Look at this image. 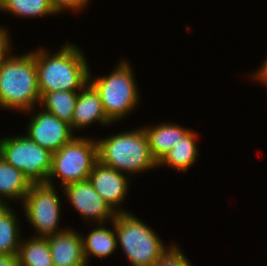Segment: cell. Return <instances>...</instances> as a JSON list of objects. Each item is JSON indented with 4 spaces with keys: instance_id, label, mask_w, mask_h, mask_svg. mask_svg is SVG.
<instances>
[{
    "instance_id": "6da1fadb",
    "label": "cell",
    "mask_w": 267,
    "mask_h": 266,
    "mask_svg": "<svg viewBox=\"0 0 267 266\" xmlns=\"http://www.w3.org/2000/svg\"><path fill=\"white\" fill-rule=\"evenodd\" d=\"M60 48L54 54L46 47L35 49L41 97L54 91H79L89 82L90 67L83 51L69 42Z\"/></svg>"
},
{
    "instance_id": "7a4b0ae2",
    "label": "cell",
    "mask_w": 267,
    "mask_h": 266,
    "mask_svg": "<svg viewBox=\"0 0 267 266\" xmlns=\"http://www.w3.org/2000/svg\"><path fill=\"white\" fill-rule=\"evenodd\" d=\"M40 100L35 50L21 56L11 54L3 60L0 63V107L34 114Z\"/></svg>"
},
{
    "instance_id": "3957f363",
    "label": "cell",
    "mask_w": 267,
    "mask_h": 266,
    "mask_svg": "<svg viewBox=\"0 0 267 266\" xmlns=\"http://www.w3.org/2000/svg\"><path fill=\"white\" fill-rule=\"evenodd\" d=\"M97 140L98 160L119 172L134 175L158 168L143 127Z\"/></svg>"
},
{
    "instance_id": "277c9868",
    "label": "cell",
    "mask_w": 267,
    "mask_h": 266,
    "mask_svg": "<svg viewBox=\"0 0 267 266\" xmlns=\"http://www.w3.org/2000/svg\"><path fill=\"white\" fill-rule=\"evenodd\" d=\"M113 222L117 243L132 266H154L174 245L166 247L152 228L130 212L117 213Z\"/></svg>"
},
{
    "instance_id": "5b68a950",
    "label": "cell",
    "mask_w": 267,
    "mask_h": 266,
    "mask_svg": "<svg viewBox=\"0 0 267 266\" xmlns=\"http://www.w3.org/2000/svg\"><path fill=\"white\" fill-rule=\"evenodd\" d=\"M119 62L108 76L94 78L92 72L89 73V83L98 92L104 112L112 123L128 116L141 101L133 68L128 61Z\"/></svg>"
},
{
    "instance_id": "8992f818",
    "label": "cell",
    "mask_w": 267,
    "mask_h": 266,
    "mask_svg": "<svg viewBox=\"0 0 267 266\" xmlns=\"http://www.w3.org/2000/svg\"><path fill=\"white\" fill-rule=\"evenodd\" d=\"M98 161L97 140L75 136L70 142L52 154V167L46 183L54 186V179L61 180L62 187L88 180Z\"/></svg>"
},
{
    "instance_id": "52a82bcc",
    "label": "cell",
    "mask_w": 267,
    "mask_h": 266,
    "mask_svg": "<svg viewBox=\"0 0 267 266\" xmlns=\"http://www.w3.org/2000/svg\"><path fill=\"white\" fill-rule=\"evenodd\" d=\"M52 154L26 135L0 139V156L21 170L31 184L46 183L52 167Z\"/></svg>"
},
{
    "instance_id": "ba28073f",
    "label": "cell",
    "mask_w": 267,
    "mask_h": 266,
    "mask_svg": "<svg viewBox=\"0 0 267 266\" xmlns=\"http://www.w3.org/2000/svg\"><path fill=\"white\" fill-rule=\"evenodd\" d=\"M56 185L48 183L32 184L24 197V215L27 221L37 232L34 237L47 238L65 231L67 228H59L61 201Z\"/></svg>"
},
{
    "instance_id": "9c48e42d",
    "label": "cell",
    "mask_w": 267,
    "mask_h": 266,
    "mask_svg": "<svg viewBox=\"0 0 267 266\" xmlns=\"http://www.w3.org/2000/svg\"><path fill=\"white\" fill-rule=\"evenodd\" d=\"M62 189L67 202L78 211L85 223L105 224L109 220L112 222L117 215L89 180L71 183Z\"/></svg>"
},
{
    "instance_id": "30bf717a",
    "label": "cell",
    "mask_w": 267,
    "mask_h": 266,
    "mask_svg": "<svg viewBox=\"0 0 267 266\" xmlns=\"http://www.w3.org/2000/svg\"><path fill=\"white\" fill-rule=\"evenodd\" d=\"M35 113L27 126L26 136L51 153L58 151L75 136L69 123L43 108Z\"/></svg>"
},
{
    "instance_id": "8fae6325",
    "label": "cell",
    "mask_w": 267,
    "mask_h": 266,
    "mask_svg": "<svg viewBox=\"0 0 267 266\" xmlns=\"http://www.w3.org/2000/svg\"><path fill=\"white\" fill-rule=\"evenodd\" d=\"M88 180L116 213H128L127 210L119 208L129 194L130 179L127 174L106 166L98 160L91 170Z\"/></svg>"
},
{
    "instance_id": "7c38bea8",
    "label": "cell",
    "mask_w": 267,
    "mask_h": 266,
    "mask_svg": "<svg viewBox=\"0 0 267 266\" xmlns=\"http://www.w3.org/2000/svg\"><path fill=\"white\" fill-rule=\"evenodd\" d=\"M81 235L67 227L65 231L47 237L54 266H87Z\"/></svg>"
},
{
    "instance_id": "4fadbf2b",
    "label": "cell",
    "mask_w": 267,
    "mask_h": 266,
    "mask_svg": "<svg viewBox=\"0 0 267 266\" xmlns=\"http://www.w3.org/2000/svg\"><path fill=\"white\" fill-rule=\"evenodd\" d=\"M94 122L102 126L112 124L104 112L98 92L88 82L78 93L72 117V130L87 128Z\"/></svg>"
},
{
    "instance_id": "5bb4252c",
    "label": "cell",
    "mask_w": 267,
    "mask_h": 266,
    "mask_svg": "<svg viewBox=\"0 0 267 266\" xmlns=\"http://www.w3.org/2000/svg\"><path fill=\"white\" fill-rule=\"evenodd\" d=\"M143 128L148 137L151 155L157 163L191 130L171 122Z\"/></svg>"
},
{
    "instance_id": "9a60e30c",
    "label": "cell",
    "mask_w": 267,
    "mask_h": 266,
    "mask_svg": "<svg viewBox=\"0 0 267 266\" xmlns=\"http://www.w3.org/2000/svg\"><path fill=\"white\" fill-rule=\"evenodd\" d=\"M190 130L158 163V167L169 166L179 172H187L197 161L199 147L197 144L198 133Z\"/></svg>"
},
{
    "instance_id": "2e32d148",
    "label": "cell",
    "mask_w": 267,
    "mask_h": 266,
    "mask_svg": "<svg viewBox=\"0 0 267 266\" xmlns=\"http://www.w3.org/2000/svg\"><path fill=\"white\" fill-rule=\"evenodd\" d=\"M31 185L21 170L0 156V205H7L8 201L12 203V200L22 203Z\"/></svg>"
},
{
    "instance_id": "e0dca14e",
    "label": "cell",
    "mask_w": 267,
    "mask_h": 266,
    "mask_svg": "<svg viewBox=\"0 0 267 266\" xmlns=\"http://www.w3.org/2000/svg\"><path fill=\"white\" fill-rule=\"evenodd\" d=\"M113 229L105 227V224H97L98 227L90 231L86 236L81 235L83 239V254L88 266L89 257L102 258L109 257L118 247L117 235L114 222H111Z\"/></svg>"
},
{
    "instance_id": "ac0fdd59",
    "label": "cell",
    "mask_w": 267,
    "mask_h": 266,
    "mask_svg": "<svg viewBox=\"0 0 267 266\" xmlns=\"http://www.w3.org/2000/svg\"><path fill=\"white\" fill-rule=\"evenodd\" d=\"M15 212L9 204L0 205V254L2 255H17L19 251L22 237L17 217L19 215Z\"/></svg>"
},
{
    "instance_id": "d6986e66",
    "label": "cell",
    "mask_w": 267,
    "mask_h": 266,
    "mask_svg": "<svg viewBox=\"0 0 267 266\" xmlns=\"http://www.w3.org/2000/svg\"><path fill=\"white\" fill-rule=\"evenodd\" d=\"M17 256L20 266H54L47 238L21 239Z\"/></svg>"
},
{
    "instance_id": "ffe728a7",
    "label": "cell",
    "mask_w": 267,
    "mask_h": 266,
    "mask_svg": "<svg viewBox=\"0 0 267 266\" xmlns=\"http://www.w3.org/2000/svg\"><path fill=\"white\" fill-rule=\"evenodd\" d=\"M79 91H54L45 93L40 100V107L66 121L72 128V117Z\"/></svg>"
},
{
    "instance_id": "44dd1931",
    "label": "cell",
    "mask_w": 267,
    "mask_h": 266,
    "mask_svg": "<svg viewBox=\"0 0 267 266\" xmlns=\"http://www.w3.org/2000/svg\"><path fill=\"white\" fill-rule=\"evenodd\" d=\"M1 11L21 18L56 16L48 0H4Z\"/></svg>"
},
{
    "instance_id": "7402d4cb",
    "label": "cell",
    "mask_w": 267,
    "mask_h": 266,
    "mask_svg": "<svg viewBox=\"0 0 267 266\" xmlns=\"http://www.w3.org/2000/svg\"><path fill=\"white\" fill-rule=\"evenodd\" d=\"M180 248L173 245L154 266H192Z\"/></svg>"
},
{
    "instance_id": "603a6c76",
    "label": "cell",
    "mask_w": 267,
    "mask_h": 266,
    "mask_svg": "<svg viewBox=\"0 0 267 266\" xmlns=\"http://www.w3.org/2000/svg\"><path fill=\"white\" fill-rule=\"evenodd\" d=\"M51 8L56 13H61L65 10L80 11L83 10L90 0H48Z\"/></svg>"
},
{
    "instance_id": "cb8c5ba5",
    "label": "cell",
    "mask_w": 267,
    "mask_h": 266,
    "mask_svg": "<svg viewBox=\"0 0 267 266\" xmlns=\"http://www.w3.org/2000/svg\"><path fill=\"white\" fill-rule=\"evenodd\" d=\"M11 35H9V32L7 31V28L0 26V63L7 59L12 52H10V49L12 45L10 42ZM10 53V54H9Z\"/></svg>"
},
{
    "instance_id": "d4e9b609",
    "label": "cell",
    "mask_w": 267,
    "mask_h": 266,
    "mask_svg": "<svg viewBox=\"0 0 267 266\" xmlns=\"http://www.w3.org/2000/svg\"><path fill=\"white\" fill-rule=\"evenodd\" d=\"M258 71L255 73H252V78L254 80H258V82L260 81L262 84H265V86L267 87V57L265 62L261 65V67H259V69H257Z\"/></svg>"
},
{
    "instance_id": "484cf974",
    "label": "cell",
    "mask_w": 267,
    "mask_h": 266,
    "mask_svg": "<svg viewBox=\"0 0 267 266\" xmlns=\"http://www.w3.org/2000/svg\"><path fill=\"white\" fill-rule=\"evenodd\" d=\"M0 266H20L18 256L0 254Z\"/></svg>"
},
{
    "instance_id": "4316f807",
    "label": "cell",
    "mask_w": 267,
    "mask_h": 266,
    "mask_svg": "<svg viewBox=\"0 0 267 266\" xmlns=\"http://www.w3.org/2000/svg\"><path fill=\"white\" fill-rule=\"evenodd\" d=\"M3 2H4V0H0V8H1Z\"/></svg>"
}]
</instances>
